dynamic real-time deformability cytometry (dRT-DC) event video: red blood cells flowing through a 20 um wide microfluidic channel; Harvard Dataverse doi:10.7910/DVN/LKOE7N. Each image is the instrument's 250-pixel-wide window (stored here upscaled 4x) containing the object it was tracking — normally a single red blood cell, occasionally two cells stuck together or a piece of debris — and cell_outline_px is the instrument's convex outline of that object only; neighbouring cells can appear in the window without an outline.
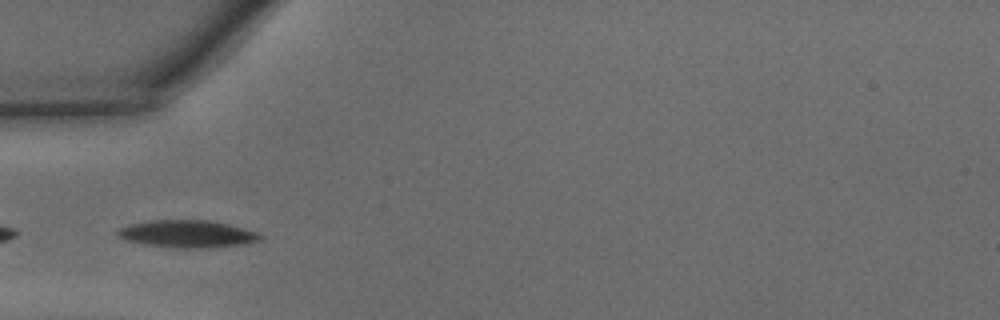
{"species": "common noctule bat (a hibernating species)", "species_latin": "Nyctalus noctula", "temperature_condition": "warm", "stored_images_in_passage": 31, "camera_frame_rate_fps": 3000, "um_per_image_px": 0.085, "animal": {"sex": "male", "body_mass_g": 15.6}, "frame": {"image": 1, "passage_image": 8, "time_ms": 2.333, "image_size_px": [1000, 320], "cell_outline_px": [[264, 236], [260, 240], [244, 244], [208, 248], [176, 248], [144, 244], [124, 240], [116, 236], [116, 232], [120, 228], [132, 224], [152, 220], [208, 220], [228, 224], [244, 228], [256, 232]], "centroid_in_image_um": [15.92, 19.89], "position_along_channel_um": 69.1, "area_um2": 22.77}}
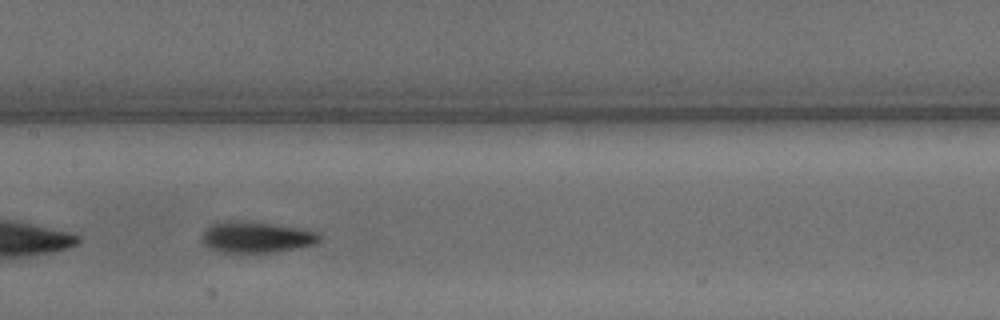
{"frame": {"image": 2, "passage_image": 16, "time_ms": 5.0, "image_size_px": [1000, 320], "cell_outline_px": [[320, 240], [316, 244], [300, 248], [272, 252], [232, 256], [208, 248], [204, 244], [204, 232], [212, 224], [228, 220], [244, 220], [272, 224], [320, 232]], "centroid_in_image_um": [21.78, 20.2], "position_along_channel_um": 185.6, "area_um2": 21.96}}
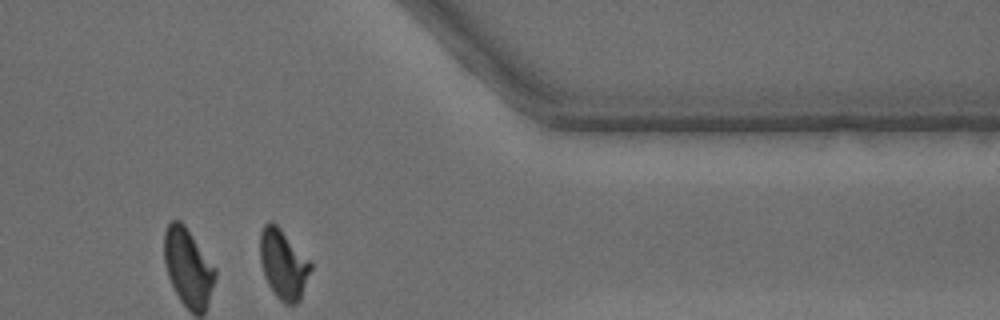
{"frame": {"image": 3, "passage_image": 31, "time_ms": 10.0, "image_size_px": [1000, 320], "cell_outline_px": [[312, 268], [300, 300], [296, 304], [284, 304], [276, 296], [268, 284], [264, 276], [260, 260], [260, 232], [264, 224], [268, 220], [272, 220], [280, 228], [312, 264]], "centroid_in_image_um": [24.06, 22.46], "position_along_channel_um": 387.3, "area_um2": 20.46}, "authors_computed_cell_mechanics": {"area_um2": 21.964, "velocity_mm_per_s": 4.3476, "shape_relaxation_time_tau1_ms": 2.264, "shape_relaxation_time_tau2_ms": 3.7743, "deformation_change_tau1": 0.13, "deformation_change_tau2": 0.0973}}